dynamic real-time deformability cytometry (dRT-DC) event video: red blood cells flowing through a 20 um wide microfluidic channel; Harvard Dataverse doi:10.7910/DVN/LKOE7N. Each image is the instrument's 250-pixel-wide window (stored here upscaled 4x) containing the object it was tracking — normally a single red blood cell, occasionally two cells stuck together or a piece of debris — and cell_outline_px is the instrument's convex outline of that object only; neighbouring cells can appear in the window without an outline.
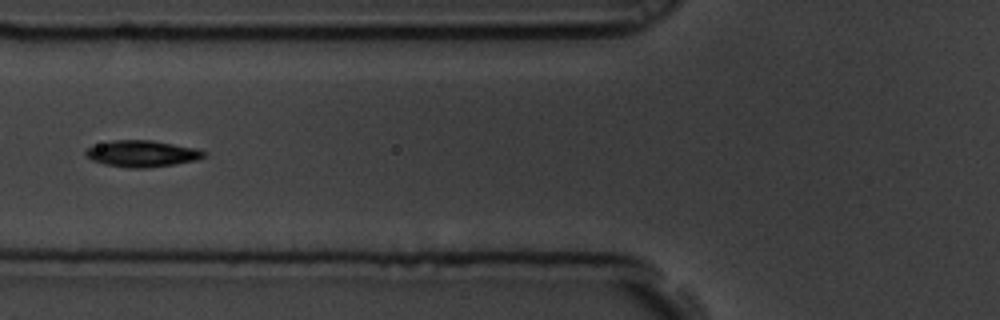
{"species": "common noctule bat (a hibernating species)", "species_latin": "Nyctalus noctula", "temperature_condition": "room temperature", "stored_images_in_passage": 9, "camera_frame_rate_fps": 3000, "um_per_image_px": 0.085, "animal": {"sex": "male", "body_mass_g": 19.5, "forearm_length_mm": 54.6}, "frame": {"image": 1, "passage_image": 6, "time_ms": 1.667, "image_size_px": [1000, 320], "cell_outline_px": [[208, 152], [204, 156], [196, 160], [148, 168], [128, 168], [104, 164], [92, 160], [84, 152], [88, 148], [112, 140], [152, 140], [196, 148]], "centroid_in_image_um": [12.09, 13.06], "position_along_channel_um": 113.7, "area_um2": 18.03}}
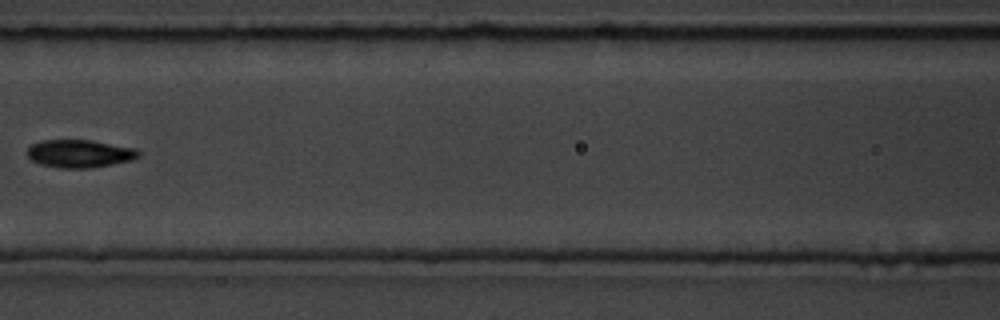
{"frame": {"image": 2, "passage_image": 7, "time_ms": 2.0, "image_size_px": [1000, 320], "cell_outline_px": [[140, 156], [132, 160], [112, 164], [88, 168], [60, 168], [40, 164], [32, 160], [28, 156], [28, 148], [32, 144], [40, 140], [92, 140], [132, 148], [140, 152]], "centroid_in_image_um": [6.75, 13.05], "position_along_channel_um": 159.9, "area_um2": 17.92}}